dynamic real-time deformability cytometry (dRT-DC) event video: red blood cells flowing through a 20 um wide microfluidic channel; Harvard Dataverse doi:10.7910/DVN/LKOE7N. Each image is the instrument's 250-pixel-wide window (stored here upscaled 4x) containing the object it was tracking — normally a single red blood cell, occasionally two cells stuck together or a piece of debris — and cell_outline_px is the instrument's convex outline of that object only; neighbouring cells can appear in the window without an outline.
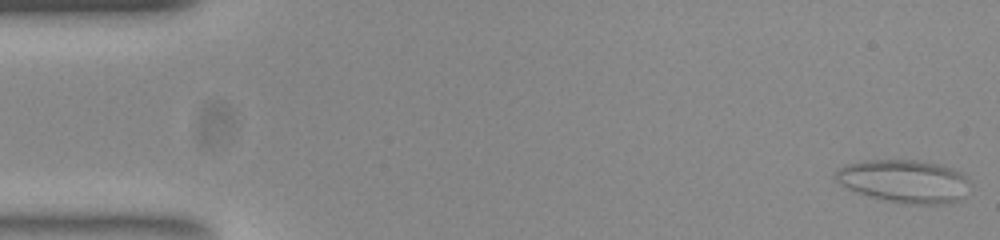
{"species": "common noctule bat (a hibernating species)", "species_latin": "Nyctalus noctula", "temperature_condition": "room temperature", "stored_images_in_passage": 54, "segment_of_instrument_passage": [1, 2], "camera_frame_rate_fps": 3000, "um_per_image_px": 0.085, "animal": {"sex": "female", "body_mass_g": 23.0, "forearm_length_mm": 53.4}, "frame": {"image": 1, "passage_image": 1, "time_ms": 0.0, "image_size_px": [1000, 240], "cell_outline_px": [[972, 184], [956, 200], [944, 204], [904, 204], [872, 196], [848, 188], [840, 184], [836, 180], [836, 172], [840, 168], [848, 164], [864, 160], [916, 160], [936, 164], [960, 172]], "centroid_in_image_um": [76.86, 15.39], "position_along_channel_um": 8.1, "area_um2": 32.89}}
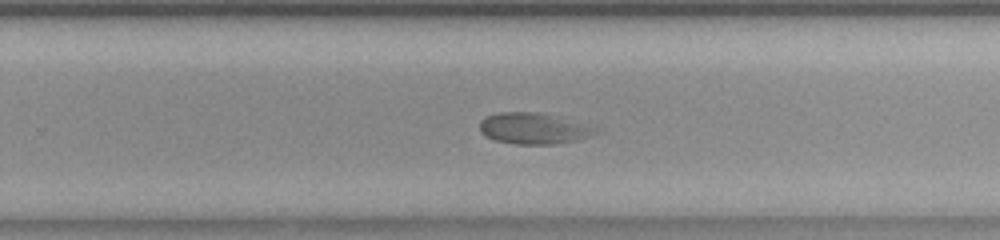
{"frame": {"image": 2, "passage_image": 34, "time_ms": 11.0, "image_size_px": [1000, 240], "cell_outline_px": [[596, 132], [576, 140], [556, 144], [516, 144], [496, 140], [480, 132], [480, 120], [484, 116], [500, 112], [544, 112]], "centroid_in_image_um": [45.13, 10.91], "position_along_channel_um": 284.7, "area_um2": 20.0}}
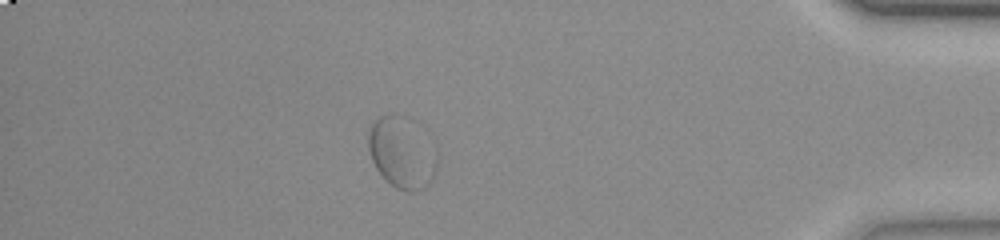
{"frame": {"image": 3, "passage_image": 47, "time_ms": 15.333, "image_size_px": [1000, 240], "cell_outline_px": [[412, 192], [408, 192], [396, 188], [376, 168], [372, 160], [368, 148], [368, 132], [372, 124], [380, 116], [404, 116]], "centroid_in_image_um": [33.22, 12.8], "position_along_channel_um": 402.0, "area_um2": 17.28}}